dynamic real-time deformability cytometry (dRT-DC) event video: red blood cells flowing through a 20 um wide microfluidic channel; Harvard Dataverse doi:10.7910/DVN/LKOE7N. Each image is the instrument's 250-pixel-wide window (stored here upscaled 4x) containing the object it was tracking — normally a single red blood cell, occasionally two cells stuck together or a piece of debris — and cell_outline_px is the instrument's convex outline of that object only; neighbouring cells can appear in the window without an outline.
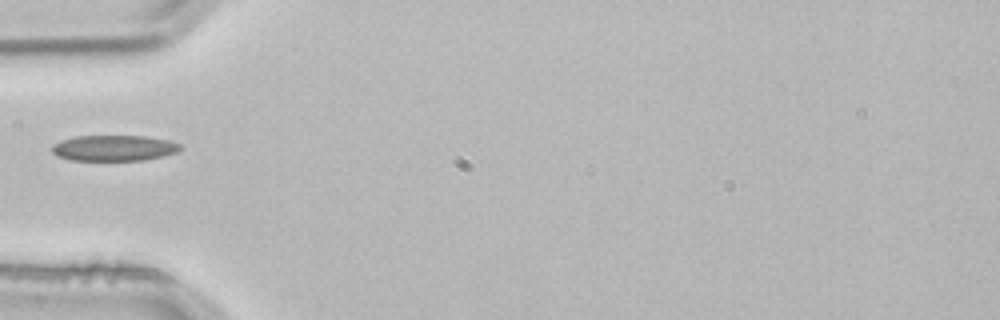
{"species": "common noctule bat (a hibernating species)", "species_latin": "Nyctalus noctula", "temperature_condition": "room temperature", "stored_images_in_passage": 2, "camera_frame_rate_fps": 3000, "um_per_image_px": 0.085, "animal": {"sex": "male", "body_mass_g": 21.5, "forearm_length_mm": 52.0}, "frame": {"image": 1, "passage_image": 2, "time_ms": 0.333, "image_size_px": [1000, 320], "cell_outline_px": [[184, 148], [176, 152], [164, 156], [144, 160], [72, 160], [56, 156], [52, 152], [52, 144], [60, 140], [76, 136], [144, 136], [168, 140], [180, 144]], "centroid_in_image_um": [9.68, 12.58], "position_along_channel_um": 75.3, "area_um2": 19.36}}